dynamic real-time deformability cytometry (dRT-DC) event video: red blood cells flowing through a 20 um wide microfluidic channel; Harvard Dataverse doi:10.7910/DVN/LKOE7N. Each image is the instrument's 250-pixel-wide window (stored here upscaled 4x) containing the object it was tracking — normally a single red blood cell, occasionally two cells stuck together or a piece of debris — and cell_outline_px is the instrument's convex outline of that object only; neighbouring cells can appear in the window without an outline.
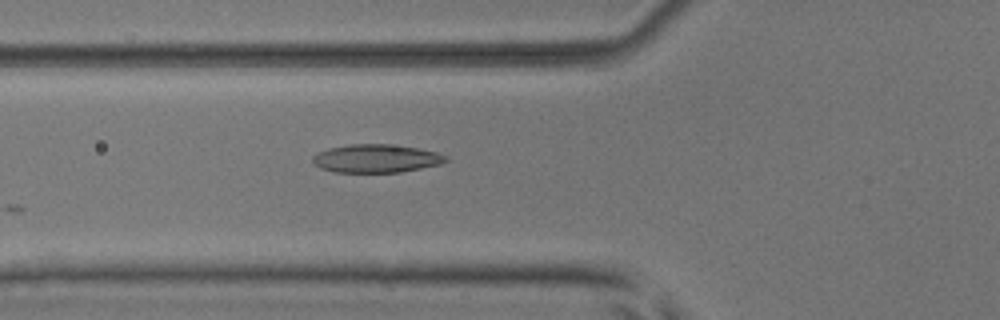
{"species": "common noctule bat (a hibernating species)", "species_latin": "Nyctalus noctula", "temperature_condition": "room temperature", "stored_images_in_passage": 13, "camera_frame_rate_fps": 3000, "um_per_image_px": 0.085, "animal": {"sex": "male", "body_mass_g": 17.9, "forearm_length_mm": 54.2}, "frame": {"image": 1, "passage_image": 3, "time_ms": 0.667, "image_size_px": [1000, 320], "cell_outline_px": [[448, 160], [440, 164], [400, 172], [332, 172], [320, 168], [312, 160], [312, 156], [328, 148], [348, 144], [388, 144], [420, 148], [436, 152], [448, 156]], "centroid_in_image_um": [31.98, 13.46], "position_along_channel_um": 93.8, "area_um2": 21.91}}
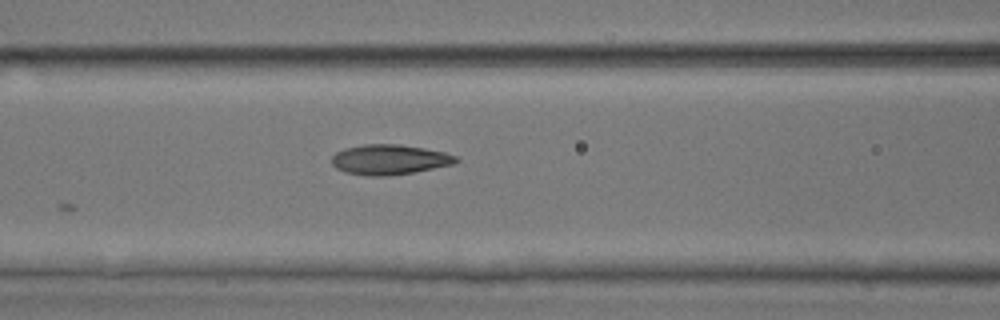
{"frame": {"image": 2, "passage_image": 6, "time_ms": 1.667, "image_size_px": [1000, 320], "cell_outline_px": [[460, 160], [452, 164], [412, 172], [384, 176], [368, 176], [344, 172], [336, 168], [332, 164], [332, 156], [336, 152], [344, 148], [364, 144], [400, 144], [424, 148], [444, 152], [456, 156]], "centroid_in_image_um": [33.06, 13.55], "position_along_channel_um": 133.5, "area_um2": 21.68}}
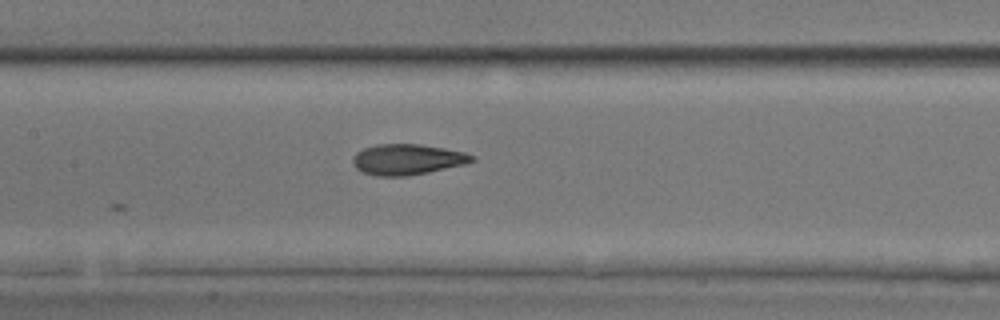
{"frame": {"image": 3, "passage_image": 9, "time_ms": 2.667, "image_size_px": [1000, 320], "cell_outline_px": [[476, 160], [464, 164], [428, 172], [408, 176], [376, 176], [360, 172], [352, 164], [352, 156], [356, 152], [364, 148], [376, 144], [420, 144], [444, 148], [464, 152], [476, 156]], "centroid_in_image_um": [34.59, 13.55], "position_along_channel_um": 172.8, "area_um2": 21.5}}